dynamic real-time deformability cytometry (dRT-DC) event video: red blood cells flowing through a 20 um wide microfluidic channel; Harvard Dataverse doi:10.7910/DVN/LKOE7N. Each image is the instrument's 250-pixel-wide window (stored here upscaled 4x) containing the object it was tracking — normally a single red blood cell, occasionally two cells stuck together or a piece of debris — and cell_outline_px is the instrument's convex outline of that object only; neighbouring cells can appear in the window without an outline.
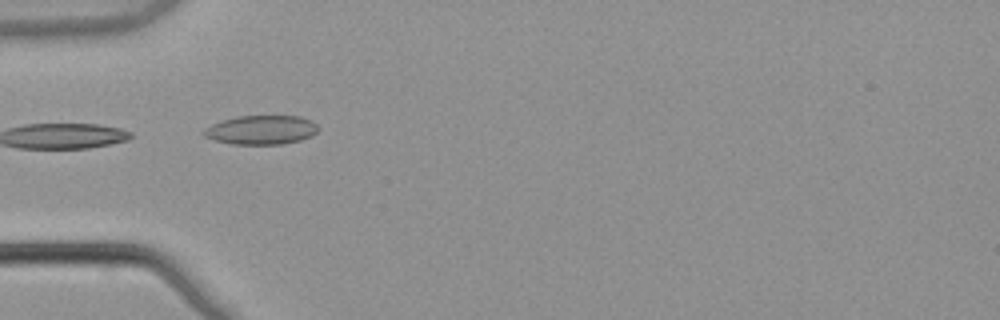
{"species": "common noctule bat (a hibernating species)", "species_latin": "Nyctalus noctula", "temperature_condition": "warm", "stored_images_in_passage": 3, "camera_frame_rate_fps": 3000, "um_per_image_px": 0.085, "animal": {"sex": "male", "body_mass_g": 21.5, "forearm_length_mm": 52.0}, "frame": {"image": 1, "passage_image": 1, "time_ms": 0.0, "image_size_px": [1000, 320], "cell_outline_px": [[320, 128], [312, 136], [300, 140], [280, 144], [232, 144], [216, 140], [204, 136], [200, 132], [204, 128], [212, 124], [236, 116], [300, 116], [312, 120]], "centroid_in_image_um": [22.21, 11.04], "position_along_channel_um": 62.8, "area_um2": 19.42}}
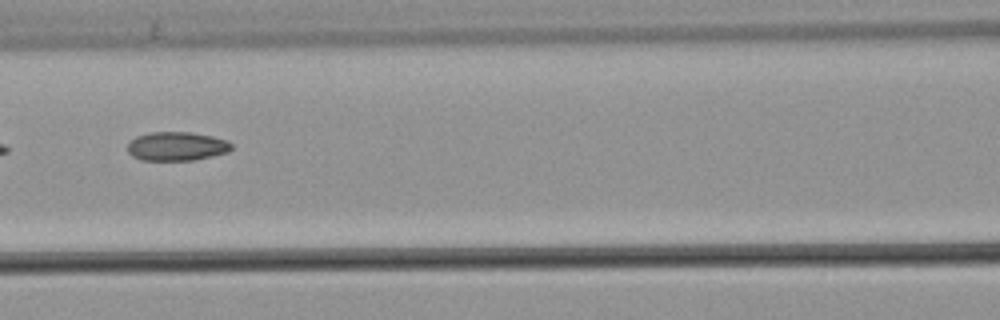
{"frame": {"image": 2, "passage_image": 3, "time_ms": 0.667, "image_size_px": [1000, 320], "cell_outline_px": [[232, 148], [228, 152], [212, 156], [192, 160], [140, 160], [132, 156], [128, 152], [128, 144], [136, 136], [152, 132], [192, 132], [212, 136], [228, 140], [232, 144]], "centroid_in_image_um": [15.03, 12.43], "position_along_channel_um": 151.6, "area_um2": 17.51}}